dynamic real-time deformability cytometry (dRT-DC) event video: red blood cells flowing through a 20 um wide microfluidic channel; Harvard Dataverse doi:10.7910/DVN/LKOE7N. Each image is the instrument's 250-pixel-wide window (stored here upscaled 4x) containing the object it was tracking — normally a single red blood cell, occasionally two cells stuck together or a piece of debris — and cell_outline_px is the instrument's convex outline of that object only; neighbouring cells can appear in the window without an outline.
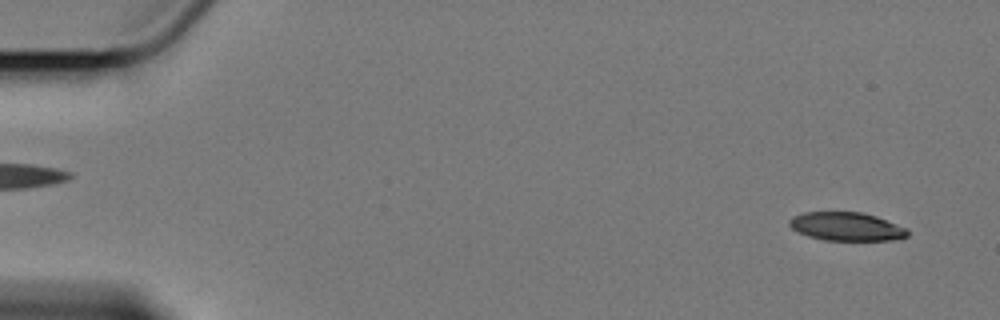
{"species": "Egyptian fruit bat (a non-hibernating species)", "species_latin": "Rousettus aegyptiacus", "temperature_condition": "cold", "stored_images_in_passage": 16, "camera_frame_rate_fps": 3000, "um_per_image_px": 0.085, "animal": {"sex": "female"}, "frame": {"image": 1, "passage_image": 3, "time_ms": 0.667, "image_size_px": [1000, 320], "cell_outline_px": [[908, 236], [888, 240], [824, 240], [808, 236], [792, 228], [788, 224], [788, 220], [792, 216], [804, 212], [860, 212], [876, 216], [908, 228]], "centroid_in_image_um": [71.93, 19.25], "position_along_channel_um": 13.1, "area_um2": 19.54}}
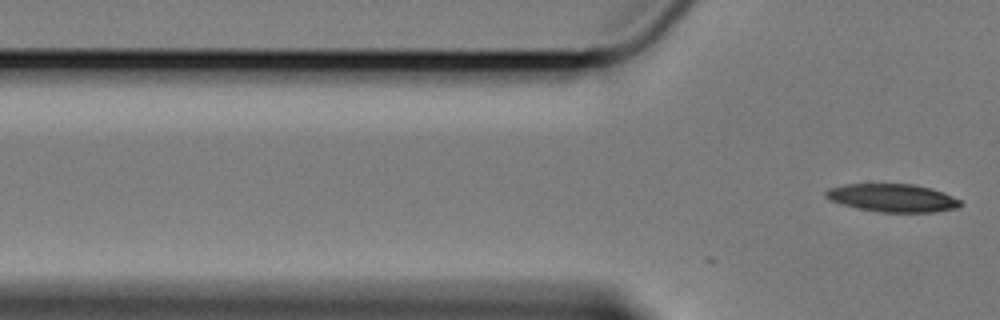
{"frame": {"image": 2, "passage_image": 16, "time_ms": 5.0, "image_size_px": [1000, 320], "cell_outline_px": [[960, 204], [956, 208], [936, 212], [880, 212], [840, 204], [824, 196], [824, 192], [828, 188], [844, 184], [916, 184], [932, 188], [952, 196], [960, 200]], "centroid_in_image_um": [75.85, 16.81], "position_along_channel_um": 50.0, "area_um2": 21.91}}